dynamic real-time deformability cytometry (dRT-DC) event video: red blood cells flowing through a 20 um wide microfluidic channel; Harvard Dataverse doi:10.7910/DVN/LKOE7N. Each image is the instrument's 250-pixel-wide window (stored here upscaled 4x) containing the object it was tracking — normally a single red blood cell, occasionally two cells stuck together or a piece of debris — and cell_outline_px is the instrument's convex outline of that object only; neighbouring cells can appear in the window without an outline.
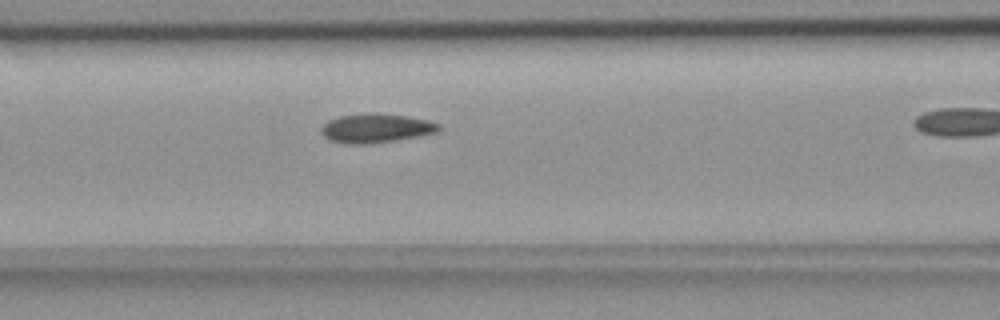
{"species": "common noctule bat (a hibernating species)", "species_latin": "Nyctalus noctula", "temperature_condition": "room temperature", "stored_images_in_passage": 39, "camera_frame_rate_fps": 3000, "um_per_image_px": 0.085, "animal": {"sex": "female", "body_mass_g": 18.4}, "frame": {"image": 1, "passage_image": 18, "time_ms": 5.667, "image_size_px": [1000, 320], "cell_outline_px": [[440, 128], [436, 132], [416, 136], [372, 144], [348, 144], [328, 140], [320, 132], [320, 128], [328, 120], [340, 116], [404, 116], [428, 120], [440, 124]], "centroid_in_image_um": [31.91, 10.95], "position_along_channel_um": 134.7, "area_um2": 18.9}}
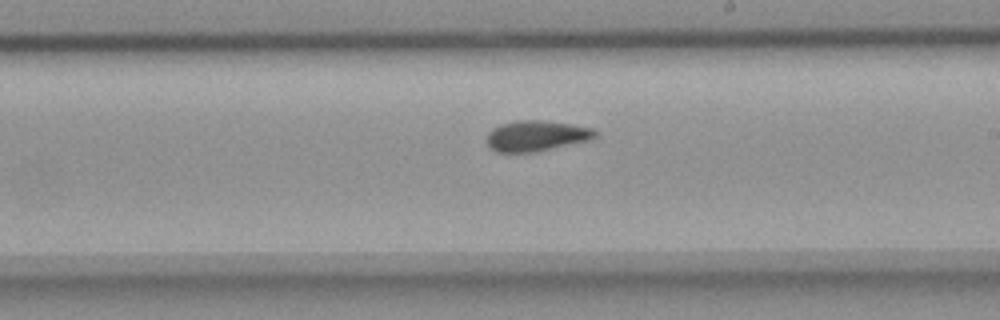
{"frame": {"image": 2, "passage_image": 27, "time_ms": 8.667, "image_size_px": [1000, 320], "cell_outline_px": [[596, 136], [592, 140], [532, 152], [496, 152], [488, 144], [488, 132], [492, 128], [500, 124], [516, 120], [540, 120], [572, 124], [592, 128], [596, 132]], "centroid_in_image_um": [45.6, 11.53], "position_along_channel_um": 243.4, "area_um2": 19.25}}
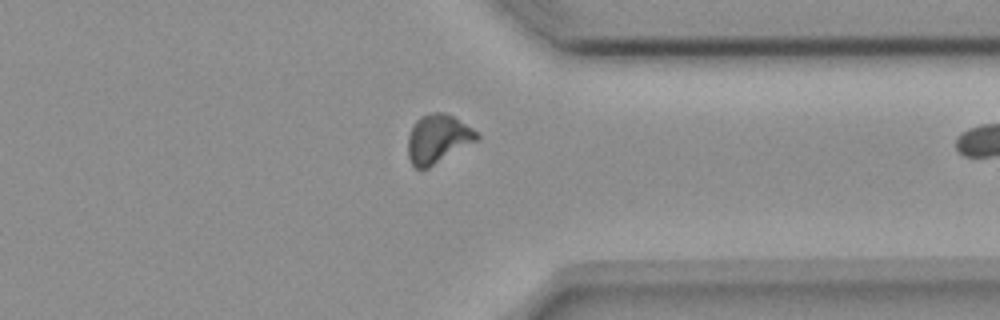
{"frame": {"image": 3, "passage_image": 38, "time_ms": 12.333, "image_size_px": [1000, 320], "cell_outline_px": [[480, 136], [476, 140], [428, 168], [416, 168], [412, 164], [408, 156], [408, 136], [416, 120], [420, 116], [432, 112], [444, 112], [452, 116], [472, 128]], "centroid_in_image_um": [37.18, 11.78], "position_along_channel_um": 374.2, "area_um2": 19.13}}